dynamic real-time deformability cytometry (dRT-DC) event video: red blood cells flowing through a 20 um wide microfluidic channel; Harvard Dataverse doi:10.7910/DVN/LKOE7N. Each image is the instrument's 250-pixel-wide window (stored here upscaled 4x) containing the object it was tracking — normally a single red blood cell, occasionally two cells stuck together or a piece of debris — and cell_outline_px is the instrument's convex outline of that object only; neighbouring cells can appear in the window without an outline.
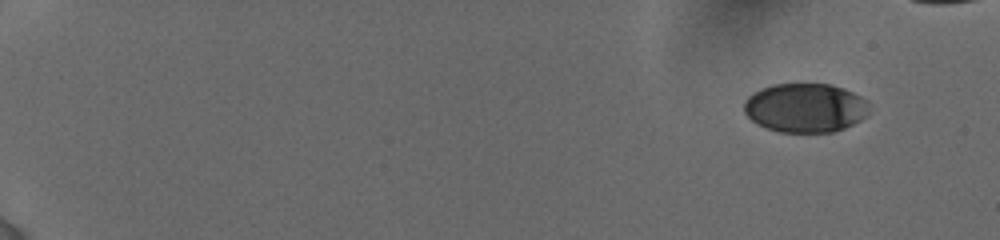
{"species": "human", "species_latin": "Homo sapiens", "temperature_condition": "cold", "stored_images_in_passage": 13, "segment_of_instrument_passage": [1, 2], "camera_frame_rate_fps": 3000, "um_per_image_px": 0.085, "donor": {"sex": "female"}, "frame": {"image": 1, "passage_image": 1, "time_ms": 0.0, "image_size_px": [1000, 240], "cell_outline_px": [[868, 116], [844, 128], [832, 132], [780, 132], [756, 124], [744, 112], [744, 100], [752, 92], [760, 88], [772, 84], [832, 84], [844, 88], [860, 96], [868, 104]], "centroid_in_image_um": [68.42, 9.16], "position_along_channel_um": 16.6, "area_um2": 35.95}}
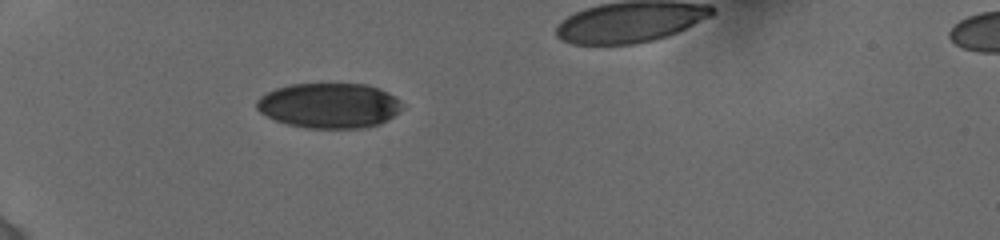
{"frame": {"image": 2, "passage_image": 9, "time_ms": 5.0, "image_size_px": [1000, 240], "cell_outline_px": [[404, 108], [400, 112], [380, 124], [368, 128], [304, 128], [288, 124], [276, 120], [260, 112], [256, 108], [256, 100], [260, 96], [276, 88], [292, 84], [364, 84], [380, 88], [396, 96], [400, 100]], "centroid_in_image_um": [28.02, 8.97], "position_along_channel_um": 57.0, "area_um2": 38.55}}